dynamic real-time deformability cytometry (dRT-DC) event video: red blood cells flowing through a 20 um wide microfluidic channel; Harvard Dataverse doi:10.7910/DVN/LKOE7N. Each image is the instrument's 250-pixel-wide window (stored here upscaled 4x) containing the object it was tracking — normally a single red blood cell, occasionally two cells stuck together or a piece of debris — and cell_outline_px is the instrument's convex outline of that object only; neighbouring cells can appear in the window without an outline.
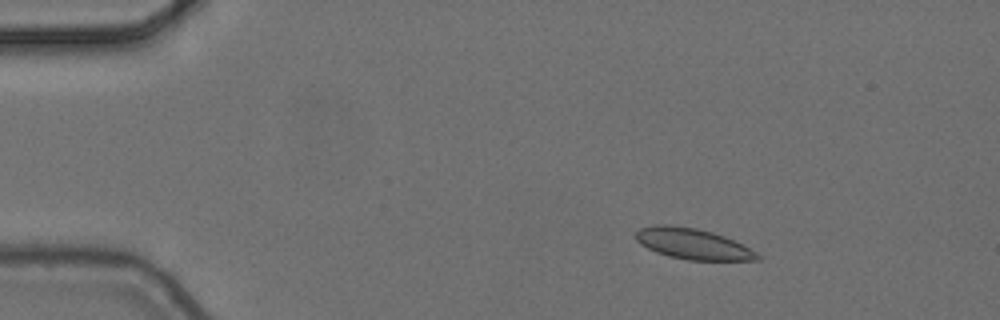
{"species": "common noctule bat (a hibernating species)", "species_latin": "Nyctalus noctula", "temperature_condition": "cold", "stored_images_in_passage": 5, "camera_frame_rate_fps": 3000, "um_per_image_px": 0.085, "animal": {"sex": "female", "body_mass_g": 24.6, "forearm_length_mm": 56.2}, "frame": {"image": 1, "passage_image": 3, "time_ms": 0.667, "image_size_px": [1000, 320], "cell_outline_px": [[760, 260], [688, 260], [668, 256], [656, 252], [640, 244], [636, 240], [636, 232], [640, 228], [656, 224], [672, 224], [696, 228], [712, 232], [724, 236], [756, 252], [760, 256]], "centroid_in_image_um": [58.84, 20.72], "position_along_channel_um": 26.2, "area_um2": 21.73}}
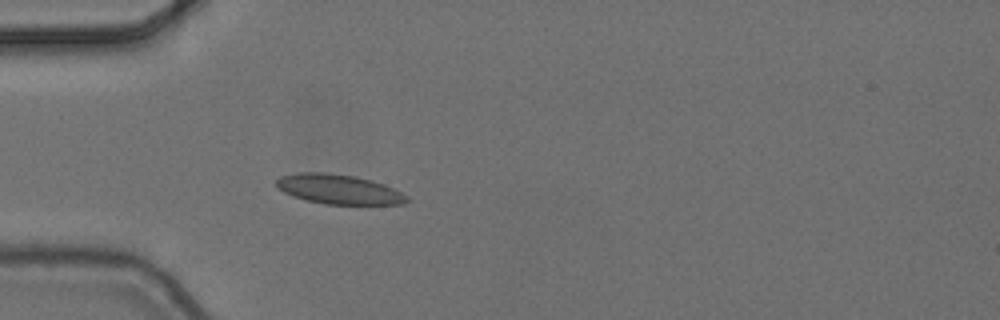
{"frame": {"image": 2, "passage_image": 5, "time_ms": 1.333, "image_size_px": [1000, 320], "cell_outline_px": [[408, 200], [404, 204], [324, 204], [304, 200], [292, 196], [284, 192], [276, 184], [276, 180], [280, 176], [300, 172], [328, 172], [356, 176], [372, 180], [384, 184], [408, 196]], "centroid_in_image_um": [28.78, 16.08], "position_along_channel_um": 56.2, "area_um2": 22.6}}